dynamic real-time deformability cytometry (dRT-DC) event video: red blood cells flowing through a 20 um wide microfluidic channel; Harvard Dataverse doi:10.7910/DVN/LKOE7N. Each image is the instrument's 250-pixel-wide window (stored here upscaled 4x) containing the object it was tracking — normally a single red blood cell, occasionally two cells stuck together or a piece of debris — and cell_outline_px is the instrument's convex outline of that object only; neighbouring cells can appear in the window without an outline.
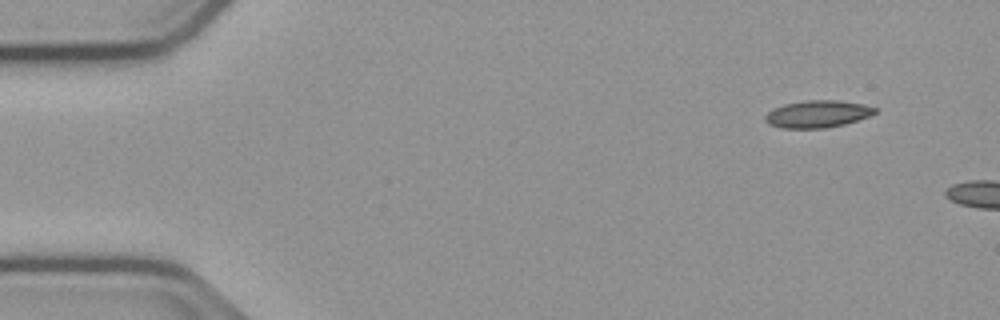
{"species": "common noctule bat (a hibernating species)", "species_latin": "Nyctalus noctula", "temperature_condition": "cold", "stored_images_in_passage": 5, "camera_frame_rate_fps": 3000, "um_per_image_px": 0.085, "animal": {"sex": "male", "body_mass_g": 23.1, "forearm_length_mm": 52.7}, "frame": {"image": 1, "passage_image": 1, "time_ms": 0.0, "image_size_px": [1000, 320], "cell_outline_px": [[876, 112], [868, 116], [844, 124], [824, 128], [780, 128], [768, 124], [764, 120], [764, 116], [772, 108], [784, 104], [804, 100], [840, 100], [864, 104], [876, 108]], "centroid_in_image_um": [69.44, 9.68], "position_along_channel_um": 15.6, "area_um2": 17.46}}